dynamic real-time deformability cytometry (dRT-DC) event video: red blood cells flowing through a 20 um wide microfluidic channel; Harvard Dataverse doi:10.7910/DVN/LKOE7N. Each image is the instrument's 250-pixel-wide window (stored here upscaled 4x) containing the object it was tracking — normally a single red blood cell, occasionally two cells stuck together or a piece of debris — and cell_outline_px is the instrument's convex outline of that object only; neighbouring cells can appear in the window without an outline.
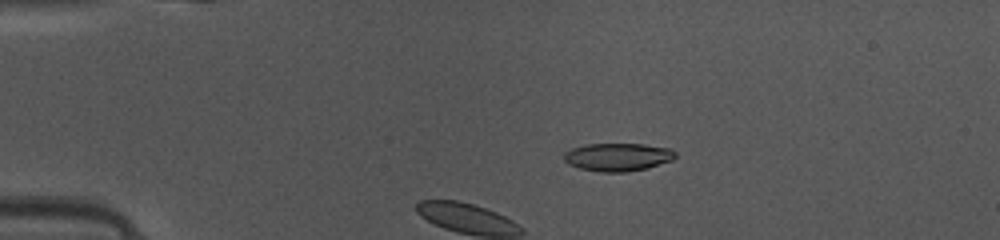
{"species": "common noctule bat (a hibernating species)", "species_latin": "Nyctalus noctula", "temperature_condition": "warm", "stored_images_in_passage": 13, "camera_frame_rate_fps": 3000, "um_per_image_px": 0.085, "animal": {"sex": "female", "body_mass_g": 10.0, "forearm_length_mm": 53.1}, "frame": {"image": 1, "passage_image": 10, "time_ms": 3.0, "image_size_px": [1000, 240], "cell_outline_px": [[676, 156], [672, 160], [648, 168], [628, 172], [600, 172], [580, 168], [568, 164], [564, 160], [564, 152], [572, 148], [588, 144], [644, 144], [672, 148], [676, 152]], "centroid_in_image_um": [52.54, 13.35], "position_along_channel_um": 32.5, "area_um2": 18.32}}